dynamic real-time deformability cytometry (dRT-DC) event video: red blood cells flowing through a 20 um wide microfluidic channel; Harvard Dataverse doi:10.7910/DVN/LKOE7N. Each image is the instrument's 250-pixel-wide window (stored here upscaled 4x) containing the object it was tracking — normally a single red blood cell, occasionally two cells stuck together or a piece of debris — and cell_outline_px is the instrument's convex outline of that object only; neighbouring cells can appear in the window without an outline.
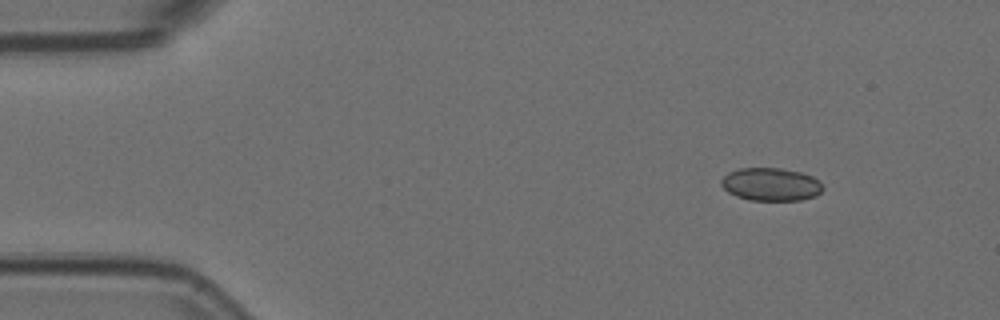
{"species": "Egyptian fruit bat (a non-hibernating species)", "species_latin": "Rousettus aegyptiacus", "temperature_condition": "room temperature", "stored_images_in_passage": 2, "camera_frame_rate_fps": 3000, "um_per_image_px": 0.085, "animal": {"sex": "female"}, "frame": {"image": 1, "passage_image": 2, "time_ms": 0.333, "image_size_px": [1000, 320], "cell_outline_px": [[824, 188], [816, 196], [800, 200], [748, 200], [736, 196], [728, 192], [720, 184], [720, 180], [728, 172], [740, 168], [780, 168], [800, 172], [812, 176], [820, 180]], "centroid_in_image_um": [65.53, 15.67], "position_along_channel_um": 19.5, "area_um2": 19.65}}